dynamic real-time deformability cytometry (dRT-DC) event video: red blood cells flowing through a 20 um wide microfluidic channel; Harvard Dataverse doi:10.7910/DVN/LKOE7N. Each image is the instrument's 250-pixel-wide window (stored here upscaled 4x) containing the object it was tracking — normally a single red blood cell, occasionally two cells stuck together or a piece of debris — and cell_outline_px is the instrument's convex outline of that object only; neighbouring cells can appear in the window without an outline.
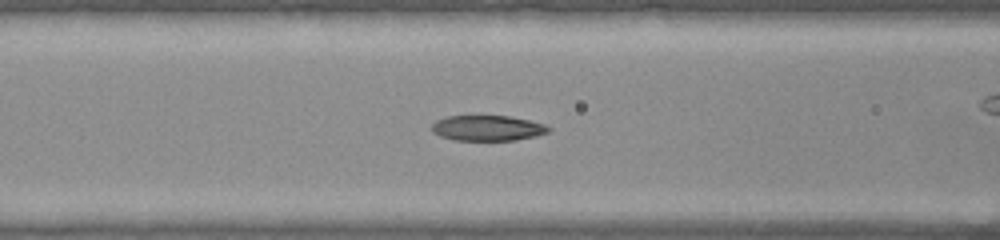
{"species": "common noctule bat (a hibernating species)", "species_latin": "Nyctalus noctula", "temperature_condition": "warm", "stored_images_in_passage": 45, "camera_frame_rate_fps": 3000, "um_per_image_px": 0.085, "animal": {"sex": "female", "body_mass_g": 22.0, "forearm_length_mm": 56.7}, "frame": {"image": 1, "passage_image": 13, "time_ms": 4.0, "image_size_px": [1000, 240], "cell_outline_px": [[552, 128], [548, 132], [536, 136], [516, 140], [452, 140], [440, 136], [432, 132], [432, 124], [436, 120], [448, 116], [508, 116], [528, 120], [544, 124]], "centroid_in_image_um": [41.43, 10.89], "position_along_channel_um": 125.2, "area_um2": 17.28}}
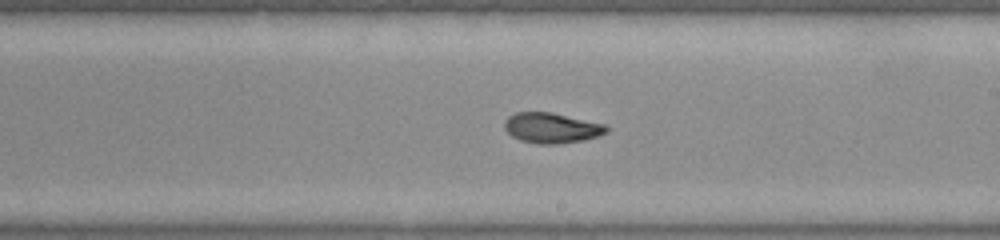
{"frame": {"image": 2, "passage_image": 22, "time_ms": 7.0, "image_size_px": [1000, 240], "cell_outline_px": [[608, 132], [584, 140], [556, 144], [536, 144], [520, 140], [512, 136], [504, 128], [504, 120], [508, 116], [516, 112], [552, 112], [604, 124], [608, 128]], "centroid_in_image_um": [46.85, 10.87], "position_along_channel_um": 242.1, "area_um2": 18.03}}
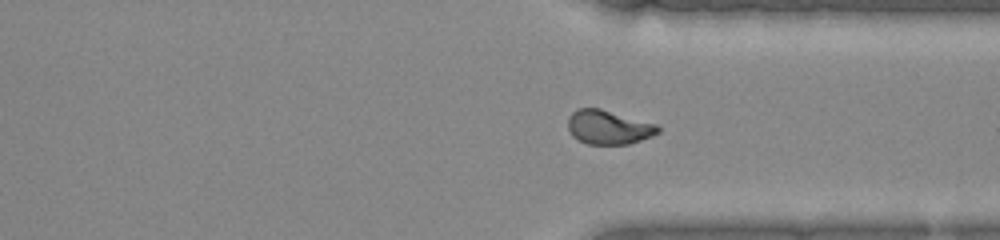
{"frame": {"image": 3, "passage_image": 31, "time_ms": 10.0, "image_size_px": [1000, 240], "cell_outline_px": [[660, 132], [652, 136], [628, 144], [588, 144], [572, 136], [568, 128], [568, 116], [576, 108], [600, 108], [656, 124], [660, 128]], "centroid_in_image_um": [51.71, 10.8], "position_along_channel_um": 359.7, "area_um2": 17.86}, "authors_computed_cell_mechanics": {"area_um2": 18.1492, "velocity_mm_per_s": 3.9083, "shape_relaxation_time_tau1_ms": 7.306, "shape_relaxation_time_tau2_ms": 1.1274, "deformation_change_tau1": 0.246, "deformation_change_tau2": 0.0564}}